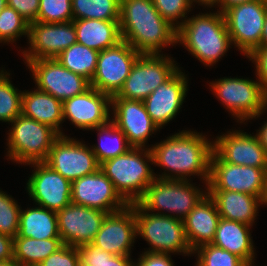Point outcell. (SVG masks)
Instances as JSON below:
<instances>
[{
    "label": "cell",
    "instance_id": "obj_1",
    "mask_svg": "<svg viewBox=\"0 0 267 266\" xmlns=\"http://www.w3.org/2000/svg\"><path fill=\"white\" fill-rule=\"evenodd\" d=\"M206 138L197 132L183 130L150 147L152 164L174 174L164 172L156 178L187 180L186 176L200 175L207 186L213 143Z\"/></svg>",
    "mask_w": 267,
    "mask_h": 266
},
{
    "label": "cell",
    "instance_id": "obj_22",
    "mask_svg": "<svg viewBox=\"0 0 267 266\" xmlns=\"http://www.w3.org/2000/svg\"><path fill=\"white\" fill-rule=\"evenodd\" d=\"M240 131L218 136L213 142V151L227 163L267 168V152L258 137Z\"/></svg>",
    "mask_w": 267,
    "mask_h": 266
},
{
    "label": "cell",
    "instance_id": "obj_14",
    "mask_svg": "<svg viewBox=\"0 0 267 266\" xmlns=\"http://www.w3.org/2000/svg\"><path fill=\"white\" fill-rule=\"evenodd\" d=\"M44 163L71 182L100 169L91 148L65 135L54 142Z\"/></svg>",
    "mask_w": 267,
    "mask_h": 266
},
{
    "label": "cell",
    "instance_id": "obj_36",
    "mask_svg": "<svg viewBox=\"0 0 267 266\" xmlns=\"http://www.w3.org/2000/svg\"><path fill=\"white\" fill-rule=\"evenodd\" d=\"M197 266H248L240 257L213 244L199 246Z\"/></svg>",
    "mask_w": 267,
    "mask_h": 266
},
{
    "label": "cell",
    "instance_id": "obj_47",
    "mask_svg": "<svg viewBox=\"0 0 267 266\" xmlns=\"http://www.w3.org/2000/svg\"><path fill=\"white\" fill-rule=\"evenodd\" d=\"M249 1H252V0H220L218 3L220 5V8H221V9H219V12L223 13L224 11H226L227 9H229L232 6L242 4L245 2H249Z\"/></svg>",
    "mask_w": 267,
    "mask_h": 266
},
{
    "label": "cell",
    "instance_id": "obj_38",
    "mask_svg": "<svg viewBox=\"0 0 267 266\" xmlns=\"http://www.w3.org/2000/svg\"><path fill=\"white\" fill-rule=\"evenodd\" d=\"M20 206L15 199L0 191V233L15 238L19 231Z\"/></svg>",
    "mask_w": 267,
    "mask_h": 266
},
{
    "label": "cell",
    "instance_id": "obj_20",
    "mask_svg": "<svg viewBox=\"0 0 267 266\" xmlns=\"http://www.w3.org/2000/svg\"><path fill=\"white\" fill-rule=\"evenodd\" d=\"M111 102V96L90 87L84 93L63 102V122L68 118L80 129L94 130L111 121Z\"/></svg>",
    "mask_w": 267,
    "mask_h": 266
},
{
    "label": "cell",
    "instance_id": "obj_3",
    "mask_svg": "<svg viewBox=\"0 0 267 266\" xmlns=\"http://www.w3.org/2000/svg\"><path fill=\"white\" fill-rule=\"evenodd\" d=\"M178 42L208 66L218 62L232 45L223 13L219 11L182 19L177 29Z\"/></svg>",
    "mask_w": 267,
    "mask_h": 266
},
{
    "label": "cell",
    "instance_id": "obj_18",
    "mask_svg": "<svg viewBox=\"0 0 267 266\" xmlns=\"http://www.w3.org/2000/svg\"><path fill=\"white\" fill-rule=\"evenodd\" d=\"M36 170L27 182V191L37 205L58 212L71 203L72 182L44 162H33Z\"/></svg>",
    "mask_w": 267,
    "mask_h": 266
},
{
    "label": "cell",
    "instance_id": "obj_44",
    "mask_svg": "<svg viewBox=\"0 0 267 266\" xmlns=\"http://www.w3.org/2000/svg\"><path fill=\"white\" fill-rule=\"evenodd\" d=\"M138 259V262L134 263V266H174L171 255L168 253H154L145 251L144 254H142Z\"/></svg>",
    "mask_w": 267,
    "mask_h": 266
},
{
    "label": "cell",
    "instance_id": "obj_50",
    "mask_svg": "<svg viewBox=\"0 0 267 266\" xmlns=\"http://www.w3.org/2000/svg\"><path fill=\"white\" fill-rule=\"evenodd\" d=\"M220 0H192V2H198L201 5H205V6H210V8L212 6L217 5L219 3Z\"/></svg>",
    "mask_w": 267,
    "mask_h": 266
},
{
    "label": "cell",
    "instance_id": "obj_4",
    "mask_svg": "<svg viewBox=\"0 0 267 266\" xmlns=\"http://www.w3.org/2000/svg\"><path fill=\"white\" fill-rule=\"evenodd\" d=\"M148 162L153 163L150 148L131 147L125 154L101 163L100 169L112 181L120 196L132 204L143 196L148 185L156 178Z\"/></svg>",
    "mask_w": 267,
    "mask_h": 266
},
{
    "label": "cell",
    "instance_id": "obj_26",
    "mask_svg": "<svg viewBox=\"0 0 267 266\" xmlns=\"http://www.w3.org/2000/svg\"><path fill=\"white\" fill-rule=\"evenodd\" d=\"M250 225L220 218L211 244L240 257L248 266L254 264V248Z\"/></svg>",
    "mask_w": 267,
    "mask_h": 266
},
{
    "label": "cell",
    "instance_id": "obj_45",
    "mask_svg": "<svg viewBox=\"0 0 267 266\" xmlns=\"http://www.w3.org/2000/svg\"><path fill=\"white\" fill-rule=\"evenodd\" d=\"M14 238L0 233V262L14 260Z\"/></svg>",
    "mask_w": 267,
    "mask_h": 266
},
{
    "label": "cell",
    "instance_id": "obj_31",
    "mask_svg": "<svg viewBox=\"0 0 267 266\" xmlns=\"http://www.w3.org/2000/svg\"><path fill=\"white\" fill-rule=\"evenodd\" d=\"M99 52L79 43L72 44L56 59L68 70L91 81L95 74Z\"/></svg>",
    "mask_w": 267,
    "mask_h": 266
},
{
    "label": "cell",
    "instance_id": "obj_16",
    "mask_svg": "<svg viewBox=\"0 0 267 266\" xmlns=\"http://www.w3.org/2000/svg\"><path fill=\"white\" fill-rule=\"evenodd\" d=\"M71 202L108 214L121 211L129 205L101 169L72 181Z\"/></svg>",
    "mask_w": 267,
    "mask_h": 266
},
{
    "label": "cell",
    "instance_id": "obj_34",
    "mask_svg": "<svg viewBox=\"0 0 267 266\" xmlns=\"http://www.w3.org/2000/svg\"><path fill=\"white\" fill-rule=\"evenodd\" d=\"M9 75L0 71V121L11 123L21 114L23 92L11 84Z\"/></svg>",
    "mask_w": 267,
    "mask_h": 266
},
{
    "label": "cell",
    "instance_id": "obj_30",
    "mask_svg": "<svg viewBox=\"0 0 267 266\" xmlns=\"http://www.w3.org/2000/svg\"><path fill=\"white\" fill-rule=\"evenodd\" d=\"M63 245L61 238L37 240L31 237H15L13 258L21 266H38Z\"/></svg>",
    "mask_w": 267,
    "mask_h": 266
},
{
    "label": "cell",
    "instance_id": "obj_42",
    "mask_svg": "<svg viewBox=\"0 0 267 266\" xmlns=\"http://www.w3.org/2000/svg\"><path fill=\"white\" fill-rule=\"evenodd\" d=\"M7 6L18 12L29 24L37 20L39 0H7Z\"/></svg>",
    "mask_w": 267,
    "mask_h": 266
},
{
    "label": "cell",
    "instance_id": "obj_8",
    "mask_svg": "<svg viewBox=\"0 0 267 266\" xmlns=\"http://www.w3.org/2000/svg\"><path fill=\"white\" fill-rule=\"evenodd\" d=\"M216 97L226 109L242 121L257 118L267 108V92L258 81L243 78H222L210 82Z\"/></svg>",
    "mask_w": 267,
    "mask_h": 266
},
{
    "label": "cell",
    "instance_id": "obj_9",
    "mask_svg": "<svg viewBox=\"0 0 267 266\" xmlns=\"http://www.w3.org/2000/svg\"><path fill=\"white\" fill-rule=\"evenodd\" d=\"M174 62L163 54H140L120 91L112 98L145 100L179 69Z\"/></svg>",
    "mask_w": 267,
    "mask_h": 266
},
{
    "label": "cell",
    "instance_id": "obj_40",
    "mask_svg": "<svg viewBox=\"0 0 267 266\" xmlns=\"http://www.w3.org/2000/svg\"><path fill=\"white\" fill-rule=\"evenodd\" d=\"M38 266H80L77 247L64 244Z\"/></svg>",
    "mask_w": 267,
    "mask_h": 266
},
{
    "label": "cell",
    "instance_id": "obj_29",
    "mask_svg": "<svg viewBox=\"0 0 267 266\" xmlns=\"http://www.w3.org/2000/svg\"><path fill=\"white\" fill-rule=\"evenodd\" d=\"M16 237L34 239L60 238L57 213L38 206L20 210L19 231Z\"/></svg>",
    "mask_w": 267,
    "mask_h": 266
},
{
    "label": "cell",
    "instance_id": "obj_21",
    "mask_svg": "<svg viewBox=\"0 0 267 266\" xmlns=\"http://www.w3.org/2000/svg\"><path fill=\"white\" fill-rule=\"evenodd\" d=\"M111 106L114 112L111 121L124 133L131 147H144L151 133L159 129L147 113L143 101L112 98Z\"/></svg>",
    "mask_w": 267,
    "mask_h": 266
},
{
    "label": "cell",
    "instance_id": "obj_27",
    "mask_svg": "<svg viewBox=\"0 0 267 266\" xmlns=\"http://www.w3.org/2000/svg\"><path fill=\"white\" fill-rule=\"evenodd\" d=\"M21 114L46 124L60 135H64L59 127L63 123V102L49 93L38 89L23 91Z\"/></svg>",
    "mask_w": 267,
    "mask_h": 266
},
{
    "label": "cell",
    "instance_id": "obj_10",
    "mask_svg": "<svg viewBox=\"0 0 267 266\" xmlns=\"http://www.w3.org/2000/svg\"><path fill=\"white\" fill-rule=\"evenodd\" d=\"M267 3L252 0L230 7L223 12L231 43L246 57L260 46Z\"/></svg>",
    "mask_w": 267,
    "mask_h": 266
},
{
    "label": "cell",
    "instance_id": "obj_43",
    "mask_svg": "<svg viewBox=\"0 0 267 266\" xmlns=\"http://www.w3.org/2000/svg\"><path fill=\"white\" fill-rule=\"evenodd\" d=\"M247 57L256 64V75L262 88L267 92V47H258Z\"/></svg>",
    "mask_w": 267,
    "mask_h": 266
},
{
    "label": "cell",
    "instance_id": "obj_24",
    "mask_svg": "<svg viewBox=\"0 0 267 266\" xmlns=\"http://www.w3.org/2000/svg\"><path fill=\"white\" fill-rule=\"evenodd\" d=\"M220 215L214 200L207 193L184 221V228L191 249L211 244L217 229Z\"/></svg>",
    "mask_w": 267,
    "mask_h": 266
},
{
    "label": "cell",
    "instance_id": "obj_53",
    "mask_svg": "<svg viewBox=\"0 0 267 266\" xmlns=\"http://www.w3.org/2000/svg\"><path fill=\"white\" fill-rule=\"evenodd\" d=\"M7 6V0H0V12Z\"/></svg>",
    "mask_w": 267,
    "mask_h": 266
},
{
    "label": "cell",
    "instance_id": "obj_33",
    "mask_svg": "<svg viewBox=\"0 0 267 266\" xmlns=\"http://www.w3.org/2000/svg\"><path fill=\"white\" fill-rule=\"evenodd\" d=\"M121 0H72L73 20L119 21Z\"/></svg>",
    "mask_w": 267,
    "mask_h": 266
},
{
    "label": "cell",
    "instance_id": "obj_37",
    "mask_svg": "<svg viewBox=\"0 0 267 266\" xmlns=\"http://www.w3.org/2000/svg\"><path fill=\"white\" fill-rule=\"evenodd\" d=\"M72 20V0H39L37 22L63 23Z\"/></svg>",
    "mask_w": 267,
    "mask_h": 266
},
{
    "label": "cell",
    "instance_id": "obj_11",
    "mask_svg": "<svg viewBox=\"0 0 267 266\" xmlns=\"http://www.w3.org/2000/svg\"><path fill=\"white\" fill-rule=\"evenodd\" d=\"M267 168L235 165L224 162L214 151L210 161L207 190L235 191L259 197L265 191Z\"/></svg>",
    "mask_w": 267,
    "mask_h": 266
},
{
    "label": "cell",
    "instance_id": "obj_7",
    "mask_svg": "<svg viewBox=\"0 0 267 266\" xmlns=\"http://www.w3.org/2000/svg\"><path fill=\"white\" fill-rule=\"evenodd\" d=\"M189 180L155 178L136 202L144 211L166 210L176 219L184 220L207 194L190 184ZM176 215H175V214Z\"/></svg>",
    "mask_w": 267,
    "mask_h": 266
},
{
    "label": "cell",
    "instance_id": "obj_51",
    "mask_svg": "<svg viewBox=\"0 0 267 266\" xmlns=\"http://www.w3.org/2000/svg\"><path fill=\"white\" fill-rule=\"evenodd\" d=\"M262 204L267 205V170H266V179H265V191L262 197Z\"/></svg>",
    "mask_w": 267,
    "mask_h": 266
},
{
    "label": "cell",
    "instance_id": "obj_2",
    "mask_svg": "<svg viewBox=\"0 0 267 266\" xmlns=\"http://www.w3.org/2000/svg\"><path fill=\"white\" fill-rule=\"evenodd\" d=\"M119 25L122 40L140 54H159L163 47L177 43V29L152 0H121Z\"/></svg>",
    "mask_w": 267,
    "mask_h": 266
},
{
    "label": "cell",
    "instance_id": "obj_35",
    "mask_svg": "<svg viewBox=\"0 0 267 266\" xmlns=\"http://www.w3.org/2000/svg\"><path fill=\"white\" fill-rule=\"evenodd\" d=\"M29 25L18 12L6 6L0 12V43L13 42L22 35L28 38Z\"/></svg>",
    "mask_w": 267,
    "mask_h": 266
},
{
    "label": "cell",
    "instance_id": "obj_17",
    "mask_svg": "<svg viewBox=\"0 0 267 266\" xmlns=\"http://www.w3.org/2000/svg\"><path fill=\"white\" fill-rule=\"evenodd\" d=\"M108 213L70 203L57 212L58 230L62 243L77 247L91 243Z\"/></svg>",
    "mask_w": 267,
    "mask_h": 266
},
{
    "label": "cell",
    "instance_id": "obj_6",
    "mask_svg": "<svg viewBox=\"0 0 267 266\" xmlns=\"http://www.w3.org/2000/svg\"><path fill=\"white\" fill-rule=\"evenodd\" d=\"M135 218L137 235L143 237L151 245L147 252L168 254L183 252L184 255L193 253L183 220L176 219L170 214H149L137 203H135Z\"/></svg>",
    "mask_w": 267,
    "mask_h": 266
},
{
    "label": "cell",
    "instance_id": "obj_13",
    "mask_svg": "<svg viewBox=\"0 0 267 266\" xmlns=\"http://www.w3.org/2000/svg\"><path fill=\"white\" fill-rule=\"evenodd\" d=\"M27 66L38 86L37 89L64 102L88 90L90 81L66 69L56 58L31 60Z\"/></svg>",
    "mask_w": 267,
    "mask_h": 266
},
{
    "label": "cell",
    "instance_id": "obj_23",
    "mask_svg": "<svg viewBox=\"0 0 267 266\" xmlns=\"http://www.w3.org/2000/svg\"><path fill=\"white\" fill-rule=\"evenodd\" d=\"M187 84V77L178 69L143 100L147 113L159 129L170 122L181 109L188 90Z\"/></svg>",
    "mask_w": 267,
    "mask_h": 266
},
{
    "label": "cell",
    "instance_id": "obj_49",
    "mask_svg": "<svg viewBox=\"0 0 267 266\" xmlns=\"http://www.w3.org/2000/svg\"><path fill=\"white\" fill-rule=\"evenodd\" d=\"M259 47H267V15L264 20V25L262 29V36H261V41H260V46Z\"/></svg>",
    "mask_w": 267,
    "mask_h": 266
},
{
    "label": "cell",
    "instance_id": "obj_32",
    "mask_svg": "<svg viewBox=\"0 0 267 266\" xmlns=\"http://www.w3.org/2000/svg\"><path fill=\"white\" fill-rule=\"evenodd\" d=\"M94 129L99 131L100 141L98 145L91 148L99 164L125 154L131 148L124 133L112 121Z\"/></svg>",
    "mask_w": 267,
    "mask_h": 266
},
{
    "label": "cell",
    "instance_id": "obj_25",
    "mask_svg": "<svg viewBox=\"0 0 267 266\" xmlns=\"http://www.w3.org/2000/svg\"><path fill=\"white\" fill-rule=\"evenodd\" d=\"M214 200L220 218L237 221L252 226L258 207L262 204L259 197L235 191L206 190ZM261 203V204H260Z\"/></svg>",
    "mask_w": 267,
    "mask_h": 266
},
{
    "label": "cell",
    "instance_id": "obj_5",
    "mask_svg": "<svg viewBox=\"0 0 267 266\" xmlns=\"http://www.w3.org/2000/svg\"><path fill=\"white\" fill-rule=\"evenodd\" d=\"M11 124L7 152L9 159L21 164L44 162L54 142L61 136L50 126L22 114Z\"/></svg>",
    "mask_w": 267,
    "mask_h": 266
},
{
    "label": "cell",
    "instance_id": "obj_46",
    "mask_svg": "<svg viewBox=\"0 0 267 266\" xmlns=\"http://www.w3.org/2000/svg\"><path fill=\"white\" fill-rule=\"evenodd\" d=\"M134 263L129 256L112 255L103 250L102 266H134Z\"/></svg>",
    "mask_w": 267,
    "mask_h": 266
},
{
    "label": "cell",
    "instance_id": "obj_48",
    "mask_svg": "<svg viewBox=\"0 0 267 266\" xmlns=\"http://www.w3.org/2000/svg\"><path fill=\"white\" fill-rule=\"evenodd\" d=\"M256 136L259 139L260 144L263 146V148L267 152V122L258 130Z\"/></svg>",
    "mask_w": 267,
    "mask_h": 266
},
{
    "label": "cell",
    "instance_id": "obj_12",
    "mask_svg": "<svg viewBox=\"0 0 267 266\" xmlns=\"http://www.w3.org/2000/svg\"><path fill=\"white\" fill-rule=\"evenodd\" d=\"M139 55L140 53L124 40L100 51L90 86L111 97L115 96L129 76Z\"/></svg>",
    "mask_w": 267,
    "mask_h": 266
},
{
    "label": "cell",
    "instance_id": "obj_52",
    "mask_svg": "<svg viewBox=\"0 0 267 266\" xmlns=\"http://www.w3.org/2000/svg\"><path fill=\"white\" fill-rule=\"evenodd\" d=\"M0 266H21L20 264L16 263L14 260L0 262Z\"/></svg>",
    "mask_w": 267,
    "mask_h": 266
},
{
    "label": "cell",
    "instance_id": "obj_28",
    "mask_svg": "<svg viewBox=\"0 0 267 266\" xmlns=\"http://www.w3.org/2000/svg\"><path fill=\"white\" fill-rule=\"evenodd\" d=\"M77 43L98 52L113 47L122 41L119 21L97 19L72 20Z\"/></svg>",
    "mask_w": 267,
    "mask_h": 266
},
{
    "label": "cell",
    "instance_id": "obj_41",
    "mask_svg": "<svg viewBox=\"0 0 267 266\" xmlns=\"http://www.w3.org/2000/svg\"><path fill=\"white\" fill-rule=\"evenodd\" d=\"M80 266H102L103 250L92 243L77 246Z\"/></svg>",
    "mask_w": 267,
    "mask_h": 266
},
{
    "label": "cell",
    "instance_id": "obj_39",
    "mask_svg": "<svg viewBox=\"0 0 267 266\" xmlns=\"http://www.w3.org/2000/svg\"><path fill=\"white\" fill-rule=\"evenodd\" d=\"M156 10L168 21L173 27L178 29L182 22L177 21L179 18L186 19L188 10L191 9L192 0H152ZM187 11V12H186ZM177 23H175V22ZM177 24V25H175Z\"/></svg>",
    "mask_w": 267,
    "mask_h": 266
},
{
    "label": "cell",
    "instance_id": "obj_19",
    "mask_svg": "<svg viewBox=\"0 0 267 266\" xmlns=\"http://www.w3.org/2000/svg\"><path fill=\"white\" fill-rule=\"evenodd\" d=\"M136 236L135 203H132L121 211L108 214L91 243L112 255L130 256Z\"/></svg>",
    "mask_w": 267,
    "mask_h": 266
},
{
    "label": "cell",
    "instance_id": "obj_15",
    "mask_svg": "<svg viewBox=\"0 0 267 266\" xmlns=\"http://www.w3.org/2000/svg\"><path fill=\"white\" fill-rule=\"evenodd\" d=\"M29 50H24L28 64L31 60L53 59L77 43L73 21L63 23L32 22L29 25Z\"/></svg>",
    "mask_w": 267,
    "mask_h": 266
}]
</instances>
